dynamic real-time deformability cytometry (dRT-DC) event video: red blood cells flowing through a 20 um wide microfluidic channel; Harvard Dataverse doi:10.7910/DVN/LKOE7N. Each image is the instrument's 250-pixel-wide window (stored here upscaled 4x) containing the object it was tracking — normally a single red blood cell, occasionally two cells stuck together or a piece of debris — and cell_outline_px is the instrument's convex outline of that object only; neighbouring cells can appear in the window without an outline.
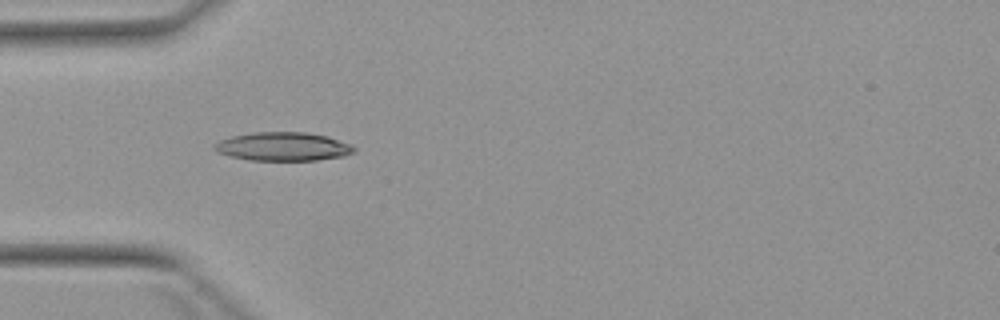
{"species": "Egyptian fruit bat (a non-hibernating species)", "species_latin": "Rousettus aegyptiacus", "temperature_condition": "warm", "stored_images_in_passage": 4, "camera_frame_rate_fps": 3000, "um_per_image_px": 0.085, "animal": {"sex": "female"}, "frame": {"image": 1, "passage_image": 3, "time_ms": 2.667, "image_size_px": [1000, 320], "cell_outline_px": [[356, 152], [344, 156], [316, 160], [252, 160], [232, 156], [216, 152], [212, 148], [212, 144], [220, 140], [232, 136], [252, 132], [304, 132], [328, 136], [352, 144], [356, 148]], "centroid_in_image_um": [24.08, 12.45], "position_along_channel_um": 60.9, "area_um2": 23.41}}
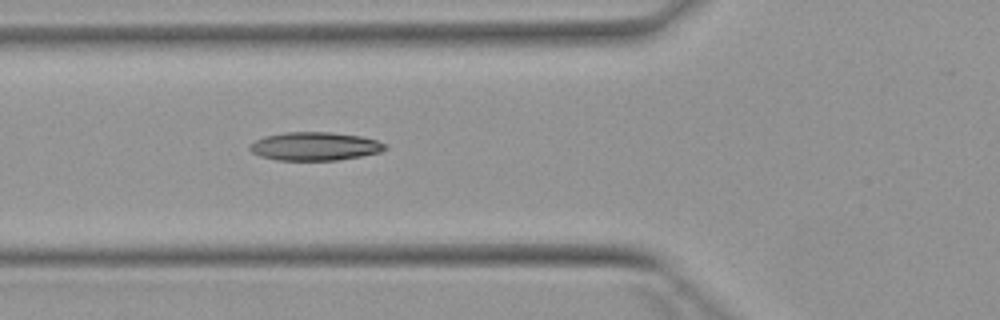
{"frame": {"image": 2, "passage_image": 4, "time_ms": 3.667, "image_size_px": [1000, 320], "cell_outline_px": [[388, 148], [380, 152], [360, 156], [336, 160], [276, 160], [260, 156], [252, 152], [248, 148], [256, 140], [264, 136], [284, 132], [332, 132], [360, 136], [376, 140], [388, 144]], "centroid_in_image_um": [26.78, 12.43], "position_along_channel_um": 99.0, "area_um2": 22.37}}